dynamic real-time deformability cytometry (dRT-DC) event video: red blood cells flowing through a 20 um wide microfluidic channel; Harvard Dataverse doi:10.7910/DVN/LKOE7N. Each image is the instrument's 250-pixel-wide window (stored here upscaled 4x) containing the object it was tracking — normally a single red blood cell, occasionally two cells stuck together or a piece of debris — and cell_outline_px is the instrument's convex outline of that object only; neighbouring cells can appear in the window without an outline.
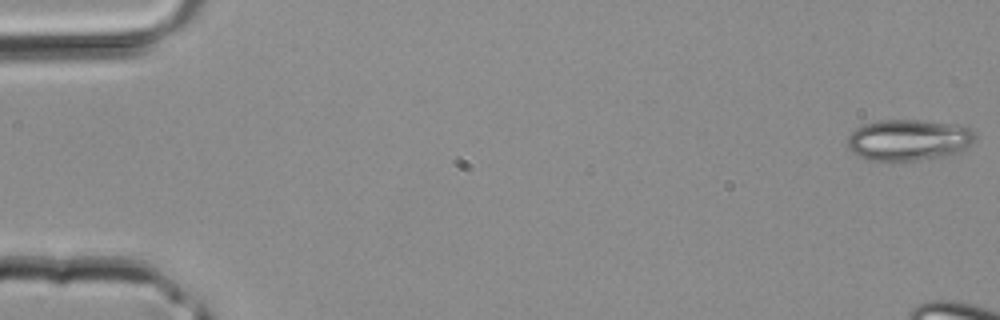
{"species": "common noctule bat (a hibernating species)", "species_latin": "Nyctalus noctula", "temperature_condition": "room temperature", "stored_images_in_passage": 8, "camera_frame_rate_fps": 3000, "um_per_image_px": 0.085, "animal": {"sex": "male", "body_mass_g": 20.4}, "frame": {"image": 1, "passage_image": 1, "time_ms": 0.0, "image_size_px": [1000, 320], "cell_outline_px": [[976, 136], [968, 144], [952, 152], [940, 156], [916, 160], [868, 160], [856, 156], [848, 148], [848, 136], [856, 128], [864, 124], [884, 120], [916, 120], [948, 124], [968, 128], [976, 132]], "centroid_in_image_um": [77.12, 11.89], "position_along_channel_um": 7.9, "area_um2": 29.71}}